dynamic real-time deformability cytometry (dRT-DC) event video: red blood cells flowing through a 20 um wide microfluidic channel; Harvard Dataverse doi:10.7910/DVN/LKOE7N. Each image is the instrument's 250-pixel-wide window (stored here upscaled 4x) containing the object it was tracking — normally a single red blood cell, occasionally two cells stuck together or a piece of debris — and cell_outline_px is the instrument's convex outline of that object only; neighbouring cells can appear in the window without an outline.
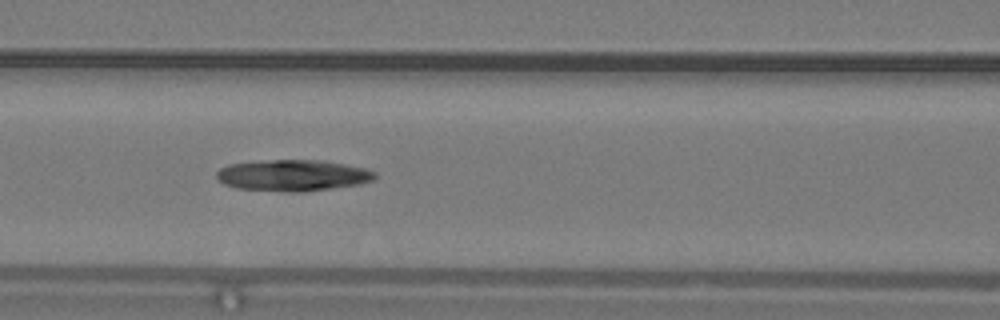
{"species": "common noctule bat (a hibernating species)", "species_latin": "Nyctalus noctula", "temperature_condition": "warm", "stored_images_in_passage": 48, "camera_frame_rate_fps": 3000, "um_per_image_px": 0.085, "animal": {"sex": "male", "body_mass_g": 19.2, "forearm_length_mm": 51.8}, "frame": {"image": 1, "passage_image": 22, "time_ms": 7.0, "image_size_px": [1000, 320], "cell_outline_px": [[376, 180], [360, 184], [304, 192], [288, 192], [236, 188], [224, 184], [216, 176], [216, 172], [220, 168], [228, 164], [272, 160], [320, 160], [368, 168], [376, 172]], "centroid_in_image_um": [24.93, 14.91], "position_along_channel_um": 141.7, "area_um2": 29.02}}
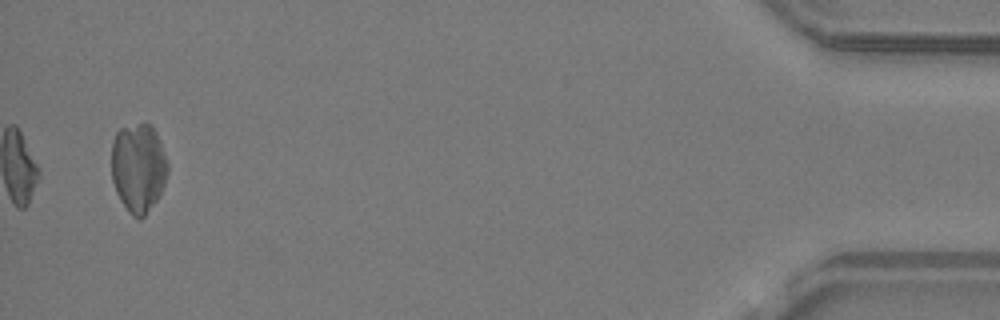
{"frame": {"image": 2, "passage_image": 48, "time_ms": 15.667, "image_size_px": [1000, 320], "cell_outline_px": [[168, 172], [164, 184], [156, 200], [144, 216], [140, 220], [132, 216], [128, 212], [120, 200], [116, 192], [112, 180], [112, 144], [116, 132], [120, 128], [140, 124], [152, 124], [156, 132], [164, 152], [168, 164]], "centroid_in_image_um": [11.75, 14.27], "position_along_channel_um": 423.4, "area_um2": 29.13}}